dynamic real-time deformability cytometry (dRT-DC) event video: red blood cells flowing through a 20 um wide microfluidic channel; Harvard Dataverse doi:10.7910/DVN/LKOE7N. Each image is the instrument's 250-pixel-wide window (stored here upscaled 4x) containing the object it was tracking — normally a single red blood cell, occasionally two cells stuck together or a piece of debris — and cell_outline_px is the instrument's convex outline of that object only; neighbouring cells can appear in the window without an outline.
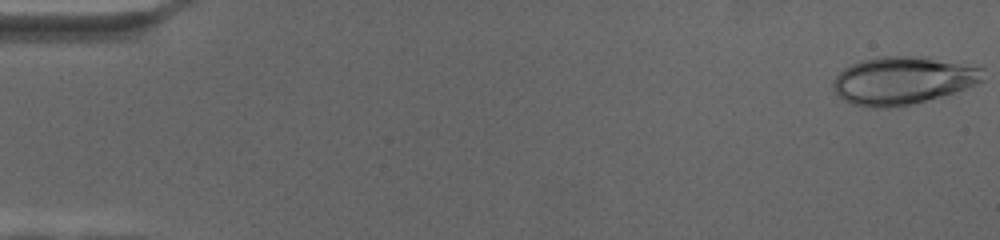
{"species": "human", "species_latin": "Homo sapiens", "temperature_condition": "cold", "stored_images_in_passage": 69, "camera_frame_rate_fps": 3000, "um_per_image_px": 0.085, "donor": {"sex": "female"}, "frame": {"image": 1, "passage_image": 1, "time_ms": 0.0, "image_size_px": [1000, 240], "cell_outline_px": [[984, 80], [976, 84], [956, 92], [944, 96], [912, 104], [888, 108], [872, 108], [852, 104], [836, 96], [832, 88], [832, 84], [836, 76], [844, 68], [860, 60], [880, 56], [924, 56], [984, 68]], "centroid_in_image_um": [76.72, 6.85], "position_along_channel_um": 8.3, "area_um2": 42.19}}
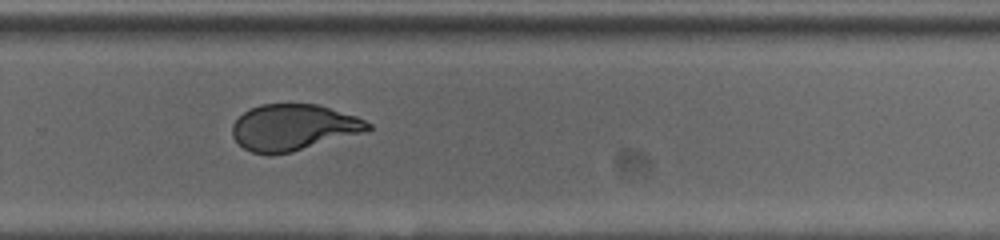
{"frame": {"image": 2, "passage_image": 47, "time_ms": 15.333, "image_size_px": [1000, 240], "cell_outline_px": [[372, 128], [368, 132], [292, 152], [252, 152], [244, 148], [232, 136], [232, 124], [244, 112], [260, 104], [316, 104], [356, 116], [372, 124]], "centroid_in_image_um": [25.0, 10.81], "position_along_channel_um": 304.8, "area_um2": 36.18}}
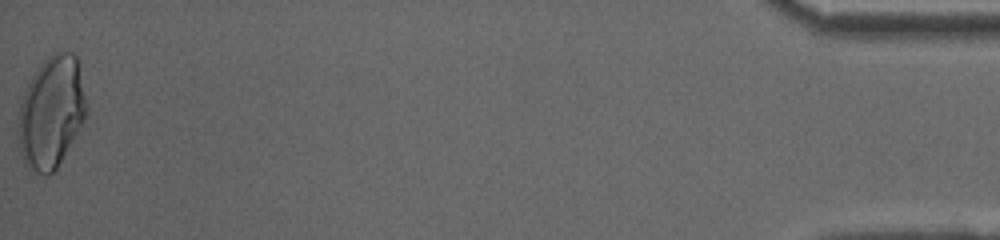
{"frame": {"image": 3, "passage_image": 69, "time_ms": 22.667, "image_size_px": [1000, 240], "cell_outline_px": [[88, 112], [84, 120], [56, 172], [48, 176], [44, 176], [28, 168], [24, 164], [20, 152], [20, 104], [24, 92], [36, 68], [48, 56], [56, 52], [72, 52], [80, 60], [88, 108]], "centroid_in_image_um": [4.42, 9.54], "position_along_channel_um": 430.8, "area_um2": 44.91}}